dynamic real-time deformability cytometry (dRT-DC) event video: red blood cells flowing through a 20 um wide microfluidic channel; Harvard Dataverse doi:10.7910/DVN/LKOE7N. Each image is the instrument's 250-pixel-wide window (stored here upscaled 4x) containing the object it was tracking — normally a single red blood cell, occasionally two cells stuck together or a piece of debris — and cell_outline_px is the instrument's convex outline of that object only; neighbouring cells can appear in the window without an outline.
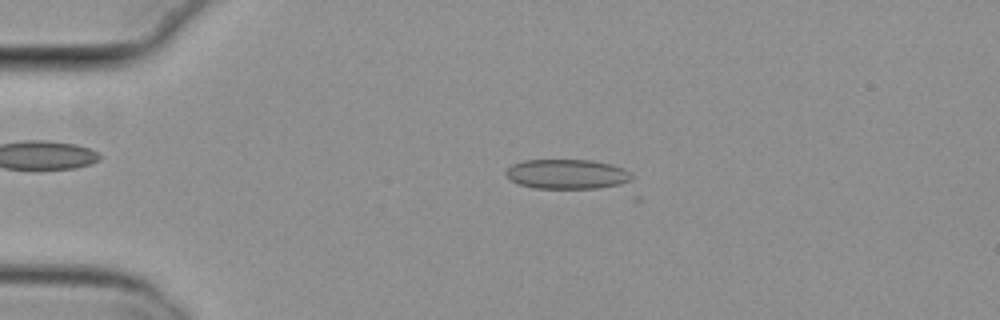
{"species": "common noctule bat (a hibernating species)", "species_latin": "Nyctalus noctula", "temperature_condition": "cold", "stored_images_in_passage": 5, "camera_frame_rate_fps": 3000, "um_per_image_px": 0.085, "animal": {"sex": "female", "body_mass_g": 29.2, "forearm_length_mm": 56.3}, "frame": {"image": 1, "passage_image": 3, "time_ms": 0.667, "image_size_px": [1000, 320], "cell_outline_px": [[632, 184], [596, 188], [536, 188], [520, 184], [512, 180], [504, 172], [512, 164], [524, 160], [592, 160], [612, 164], [624, 168], [632, 172]], "centroid_in_image_um": [48.31, 14.8], "position_along_channel_um": 36.7, "area_um2": 22.08}}
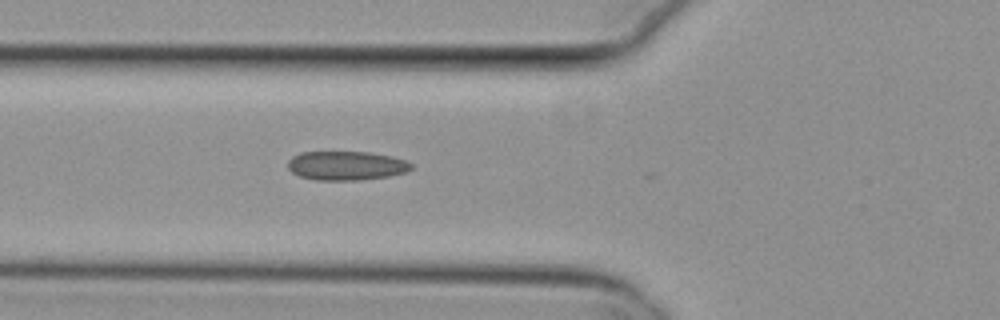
{"frame": {"image": 2, "passage_image": 5, "time_ms": 1.333, "image_size_px": [1000, 320], "cell_outline_px": [[412, 168], [404, 172], [388, 176], [360, 180], [316, 180], [300, 176], [292, 172], [288, 168], [288, 160], [292, 156], [300, 152], [368, 152], [392, 156], [404, 160], [412, 164]], "centroid_in_image_um": [29.4, 14.08], "position_along_channel_um": 96.4, "area_um2": 20.81}}